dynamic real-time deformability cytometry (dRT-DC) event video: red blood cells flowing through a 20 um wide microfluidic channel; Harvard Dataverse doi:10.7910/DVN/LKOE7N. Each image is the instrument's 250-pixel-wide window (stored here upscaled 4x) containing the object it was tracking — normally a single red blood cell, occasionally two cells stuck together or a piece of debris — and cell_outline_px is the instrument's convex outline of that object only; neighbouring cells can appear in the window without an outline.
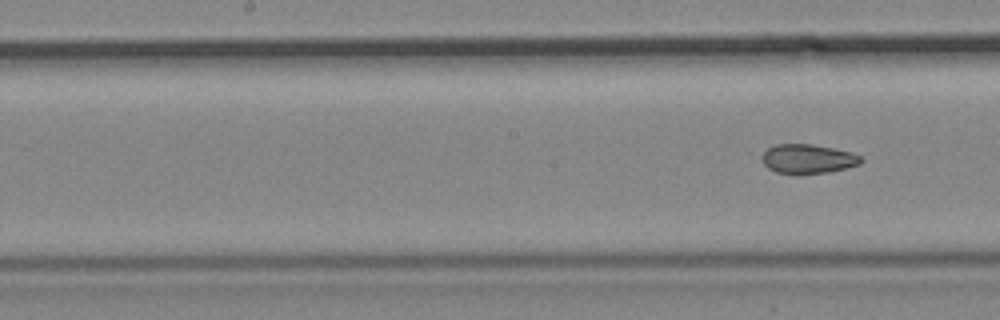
{"species": "common noctule bat (a hibernating species)", "species_latin": "Nyctalus noctula", "temperature_condition": "cold", "stored_images_in_passage": 6, "segment_of_instrument_passage": [2, 2], "camera_frame_rate_fps": 3000, "um_per_image_px": 0.085, "animal": {"sex": "male", "body_mass_g": 19.2, "forearm_length_mm": 51.8}, "frame": {"image": 1, "passage_image": 6, "time_ms": 6.667, "image_size_px": [1000, 320], "cell_outline_px": [[864, 160], [860, 164], [828, 172], [776, 172], [768, 168], [764, 164], [764, 152], [768, 148], [776, 144], [812, 144], [852, 152], [860, 156]], "centroid_in_image_um": [68.71, 13.47], "position_along_channel_um": 179.5, "area_um2": 16.3}}